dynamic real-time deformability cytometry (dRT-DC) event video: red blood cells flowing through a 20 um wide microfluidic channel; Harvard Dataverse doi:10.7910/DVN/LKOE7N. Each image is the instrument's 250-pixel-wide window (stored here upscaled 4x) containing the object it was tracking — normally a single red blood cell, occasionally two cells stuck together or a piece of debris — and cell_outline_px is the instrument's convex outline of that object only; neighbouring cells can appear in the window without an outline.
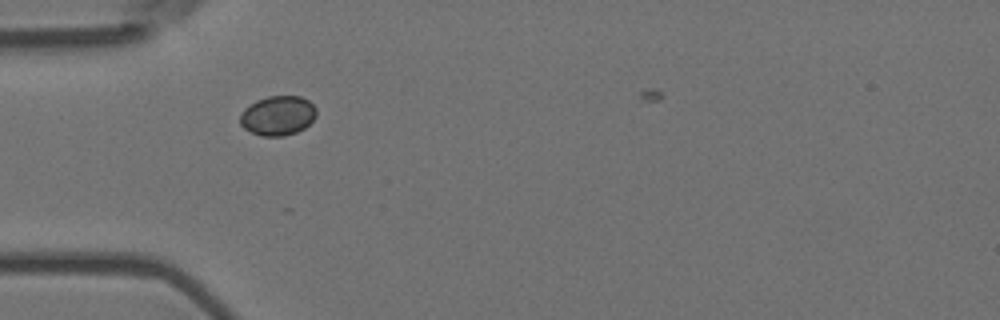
{"species": "Egyptian fruit bat (a non-hibernating species)", "species_latin": "Rousettus aegyptiacus", "temperature_condition": "room temperature", "stored_images_in_passage": 4, "camera_frame_rate_fps": 3000, "um_per_image_px": 0.085, "animal": {"sex": "female"}, "frame": {"image": 1, "passage_image": 3, "time_ms": 0.667, "image_size_px": [1000, 320], "cell_outline_px": [[316, 116], [304, 128], [296, 132], [284, 136], [260, 136], [244, 128], [240, 124], [240, 112], [244, 108], [256, 100], [268, 96], [300, 96], [308, 100], [316, 108]], "centroid_in_image_um": [23.59, 9.82], "position_along_channel_um": 61.4, "area_um2": 17.63}}